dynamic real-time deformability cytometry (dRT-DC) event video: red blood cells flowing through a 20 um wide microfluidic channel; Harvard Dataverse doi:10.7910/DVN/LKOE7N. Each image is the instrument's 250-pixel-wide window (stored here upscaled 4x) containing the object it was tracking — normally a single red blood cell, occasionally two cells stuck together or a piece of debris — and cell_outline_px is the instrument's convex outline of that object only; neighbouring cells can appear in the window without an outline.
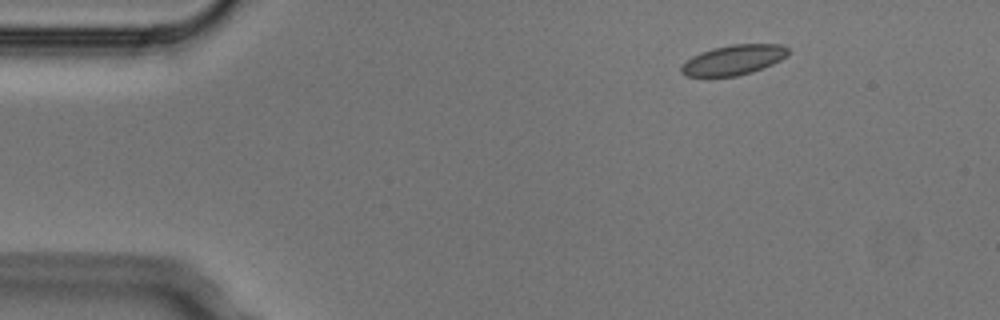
{"species": "Egyptian fruit bat (a non-hibernating species)", "species_latin": "Rousettus aegyptiacus", "temperature_condition": "cold", "stored_images_in_passage": 3, "camera_frame_rate_fps": 3000, "um_per_image_px": 0.085, "animal": {"sex": "male"}, "frame": {"image": 1, "passage_image": 1, "time_ms": 0.0, "image_size_px": [1000, 320], "cell_outline_px": [[792, 52], [788, 56], [772, 64], [752, 72], [736, 76], [688, 76], [680, 72], [680, 68], [692, 56], [700, 52], [712, 48], [732, 44], [784, 44]], "centroid_in_image_um": [62.4, 5.08], "position_along_channel_um": 22.6, "area_um2": 18.73}}